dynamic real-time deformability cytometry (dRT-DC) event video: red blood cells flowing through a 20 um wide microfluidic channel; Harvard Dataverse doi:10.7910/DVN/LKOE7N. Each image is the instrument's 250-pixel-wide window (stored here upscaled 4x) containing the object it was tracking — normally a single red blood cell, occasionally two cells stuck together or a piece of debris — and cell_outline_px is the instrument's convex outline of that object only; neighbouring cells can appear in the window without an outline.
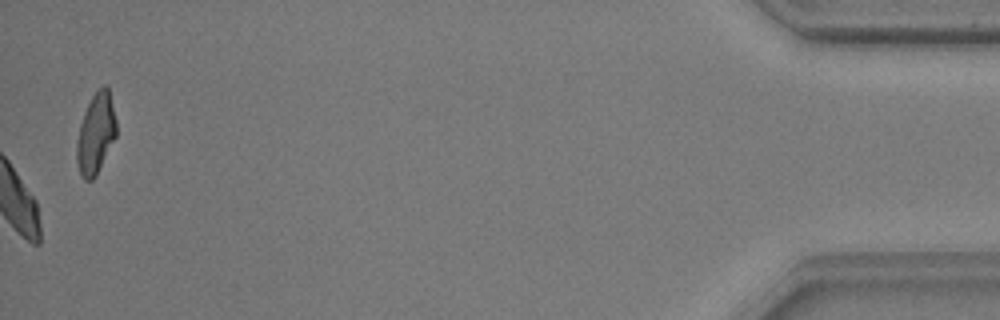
{"species": "common noctule bat (a hibernating species)", "species_latin": "Nyctalus noctula", "temperature_condition": "warm", "stored_images_in_passage": 56, "camera_frame_rate_fps": 3000, "um_per_image_px": 0.085, "animal": {"sex": "male", "body_mass_g": 17.9, "forearm_length_mm": 54.2}, "frame": {"image": 1, "passage_image": 56, "time_ms": 18.333, "image_size_px": [1000, 320], "cell_outline_px": [[116, 136], [96, 176], [92, 180], [84, 180], [80, 176], [76, 160], [76, 140], [80, 124], [84, 112], [92, 96], [104, 84], [108, 88], [116, 120]], "centroid_in_image_um": [8.12, 11.4], "position_along_channel_um": 427.1, "area_um2": 18.55}, "authors_computed_cell_mechanics": {"area_um2": 21.0392, "velocity_mm_per_s": 3.7314, "shape_relaxation_time_tau1_ms": 2.8041, "shape_relaxation_time_tau2_ms": 2.4467, "deformation_change_tau1": 0.1113, "deformation_change_tau2": 0.0666}}